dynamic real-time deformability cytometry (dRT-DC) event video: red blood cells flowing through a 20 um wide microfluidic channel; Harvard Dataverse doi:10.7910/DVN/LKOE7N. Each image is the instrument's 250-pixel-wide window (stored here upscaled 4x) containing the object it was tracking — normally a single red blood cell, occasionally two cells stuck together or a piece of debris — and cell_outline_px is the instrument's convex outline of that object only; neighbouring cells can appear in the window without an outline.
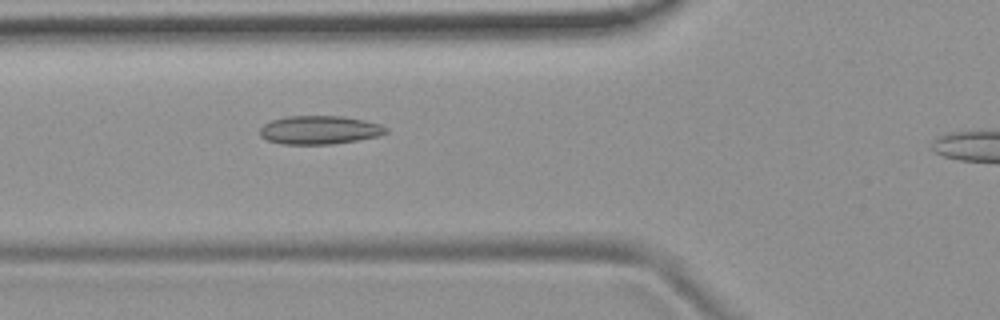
{"species": "common noctule bat (a hibernating species)", "species_latin": "Nyctalus noctula", "temperature_condition": "room temperature", "stored_images_in_passage": 47, "camera_frame_rate_fps": 3000, "um_per_image_px": 0.085, "animal": {"sex": "female", "body_mass_g": 19.9}, "frame": {"image": 1, "passage_image": 20, "time_ms": 6.333, "image_size_px": [1000, 320], "cell_outline_px": [[388, 132], [380, 136], [332, 144], [284, 144], [268, 140], [260, 136], [260, 128], [264, 124], [272, 120], [288, 116], [340, 116], [364, 120], [380, 124], [388, 128]], "centroid_in_image_um": [27.18, 11.05], "position_along_channel_um": 98.6, "area_um2": 20.87}}
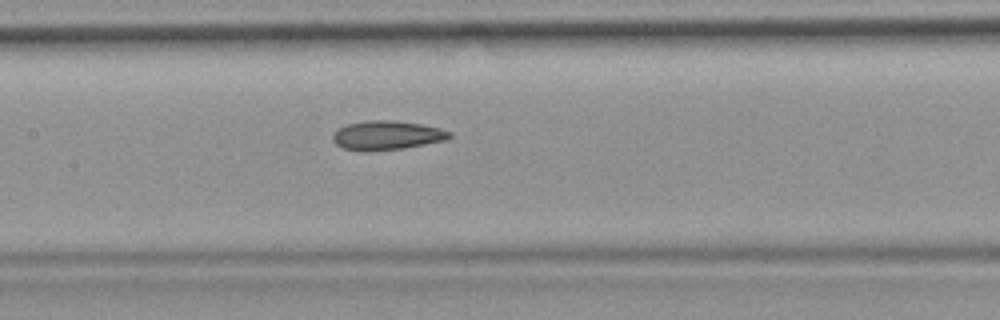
{"frame": {"image": 2, "passage_image": 26, "time_ms": 8.333, "image_size_px": [1000, 320], "cell_outline_px": [[452, 136], [444, 140], [424, 144], [400, 148], [344, 148], [336, 144], [332, 140], [332, 136], [340, 128], [348, 124], [368, 120], [388, 120], [420, 124], [440, 128], [452, 132]], "centroid_in_image_um": [32.94, 11.45], "position_along_channel_um": 174.5, "area_um2": 18.67}}
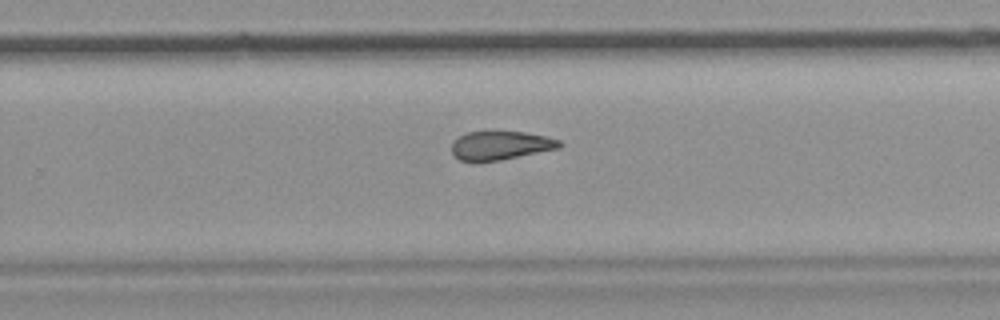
{"frame": {"image": 3, "passage_image": 35, "time_ms": 11.333, "image_size_px": [1000, 320], "cell_outline_px": [[564, 144], [560, 148], [500, 160], [476, 164], [460, 160], [452, 152], [452, 140], [468, 132], [524, 132], [544, 136], [560, 140]], "centroid_in_image_um": [42.52, 12.39], "position_along_channel_um": 287.3, "area_um2": 18.26}}